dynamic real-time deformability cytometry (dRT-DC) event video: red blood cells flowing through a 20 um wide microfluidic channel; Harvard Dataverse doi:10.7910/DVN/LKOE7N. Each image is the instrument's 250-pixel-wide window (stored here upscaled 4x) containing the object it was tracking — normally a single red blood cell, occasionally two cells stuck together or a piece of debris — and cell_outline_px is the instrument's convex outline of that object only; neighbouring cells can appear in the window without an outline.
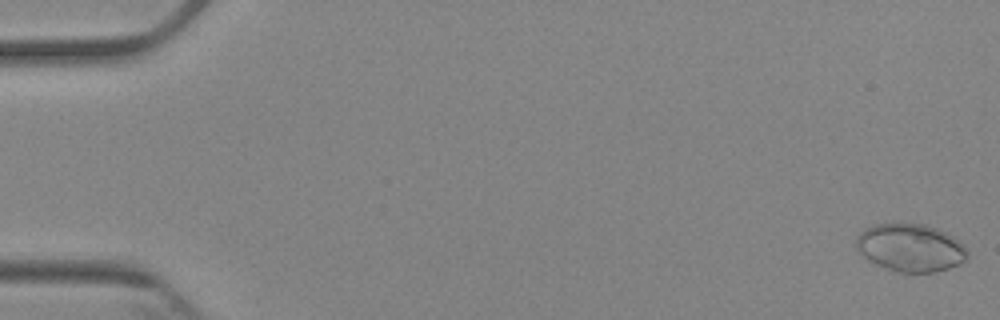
{"species": "Egyptian fruit bat (a non-hibernating species)", "species_latin": "Rousettus aegyptiacus", "temperature_condition": "cold", "stored_images_in_passage": 5, "camera_frame_rate_fps": 3000, "um_per_image_px": 0.085, "animal": {"sex": "female"}, "frame": {"image": 1, "passage_image": 1, "time_ms": 0.0, "image_size_px": [1000, 320], "cell_outline_px": [[968, 256], [960, 264], [948, 268], [932, 272], [896, 272], [876, 264], [868, 260], [856, 248], [856, 240], [860, 232], [864, 228], [876, 224], [924, 224], [936, 228], [952, 236], [964, 244], [968, 252]], "centroid_in_image_um": [77.39, 21.06], "position_along_channel_um": 7.6, "area_um2": 30.81}}